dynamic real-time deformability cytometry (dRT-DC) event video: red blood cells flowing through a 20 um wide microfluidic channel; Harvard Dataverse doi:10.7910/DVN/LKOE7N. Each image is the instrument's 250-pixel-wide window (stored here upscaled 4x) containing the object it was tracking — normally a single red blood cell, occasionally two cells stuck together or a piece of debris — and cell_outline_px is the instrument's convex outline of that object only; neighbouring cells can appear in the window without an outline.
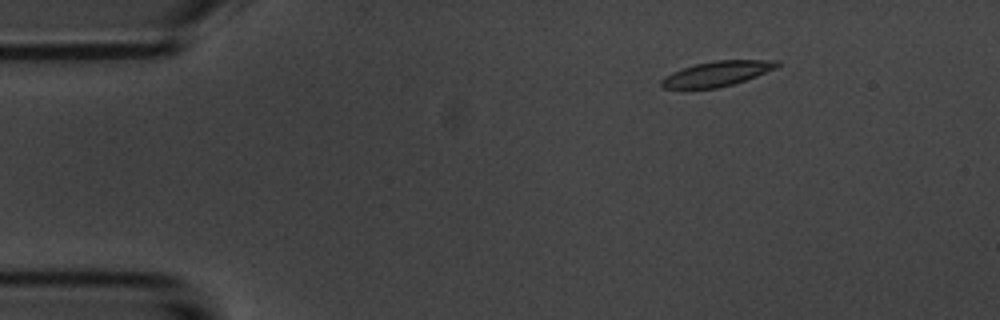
{"species": "common noctule bat (a hibernating species)", "species_latin": "Nyctalus noctula", "temperature_condition": "room temperature", "stored_images_in_passage": 6, "segment_of_instrument_passage": [1, 2], "camera_frame_rate_fps": 3000, "um_per_image_px": 0.085, "animal": {"sex": "male", "body_mass_g": 20.1, "forearm_length_mm": 53.5}, "frame": {"image": 1, "passage_image": 3, "time_ms": 2.333, "image_size_px": [1000, 320], "cell_outline_px": [[780, 64], [776, 68], [756, 76], [732, 84], [716, 88], [664, 88], [660, 84], [660, 80], [664, 76], [672, 72], [696, 64], [716, 60], [780, 60]], "centroid_in_image_um": [60.95, 6.25], "position_along_channel_um": 24.1, "area_um2": 16.65}}